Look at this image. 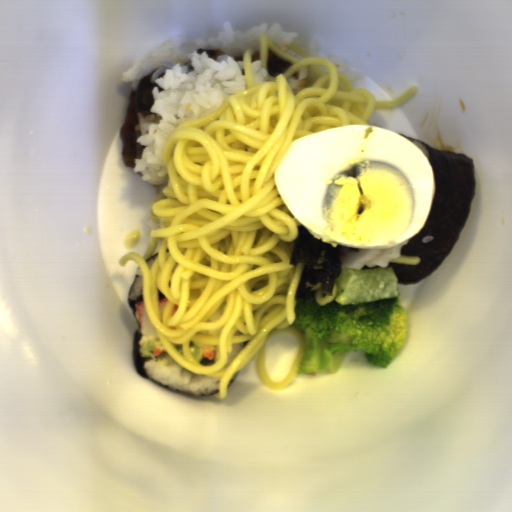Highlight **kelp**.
Instances as JSON below:
<instances>
[{
    "label": "kelp",
    "mask_w": 512,
    "mask_h": 512,
    "mask_svg": "<svg viewBox=\"0 0 512 512\" xmlns=\"http://www.w3.org/2000/svg\"><path fill=\"white\" fill-rule=\"evenodd\" d=\"M344 249L360 253L361 248L339 244L332 246L313 236L301 223L297 225V236L291 241L288 264L297 268L302 263V268L293 301L316 294L317 284H320L318 290L322 299L334 294L335 279L343 271L340 254Z\"/></svg>",
    "instance_id": "kelp-2"
},
{
    "label": "kelp",
    "mask_w": 512,
    "mask_h": 512,
    "mask_svg": "<svg viewBox=\"0 0 512 512\" xmlns=\"http://www.w3.org/2000/svg\"><path fill=\"white\" fill-rule=\"evenodd\" d=\"M413 142L427 157L434 174L435 192L429 216L421 230L389 259L397 284L414 285L427 279L453 252L472 209L477 179L473 158L465 153L430 146L398 133Z\"/></svg>",
    "instance_id": "kelp-1"
}]
</instances>
